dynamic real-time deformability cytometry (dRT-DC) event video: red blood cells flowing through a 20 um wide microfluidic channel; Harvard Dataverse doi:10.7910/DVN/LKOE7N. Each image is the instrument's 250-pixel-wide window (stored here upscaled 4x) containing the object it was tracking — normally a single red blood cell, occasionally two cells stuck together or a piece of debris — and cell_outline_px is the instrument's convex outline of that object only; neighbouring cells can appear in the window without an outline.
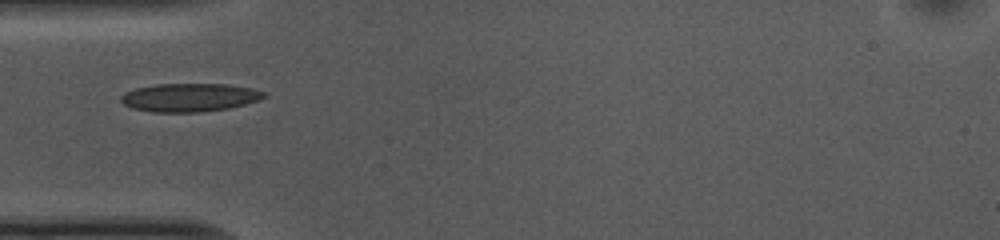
{"species": "common noctule bat (a hibernating species)", "species_latin": "Nyctalus noctula", "temperature_condition": "cold", "stored_images_in_passage": 38, "camera_frame_rate_fps": 3000, "um_per_image_px": 0.085, "animal": {"sex": "female", "body_mass_g": 10.0, "forearm_length_mm": 53.1}, "frame": {"image": 1, "passage_image": 1, "time_ms": 0.0, "image_size_px": [1000, 240], "cell_outline_px": [[268, 96], [260, 100], [228, 108], [200, 112], [152, 112], [132, 108], [124, 104], [120, 100], [120, 96], [124, 92], [136, 88], [156, 84], [228, 84], [252, 88], [264, 92]], "centroid_in_image_um": [16.11, 8.28], "position_along_channel_um": 68.9, "area_um2": 23.7}}
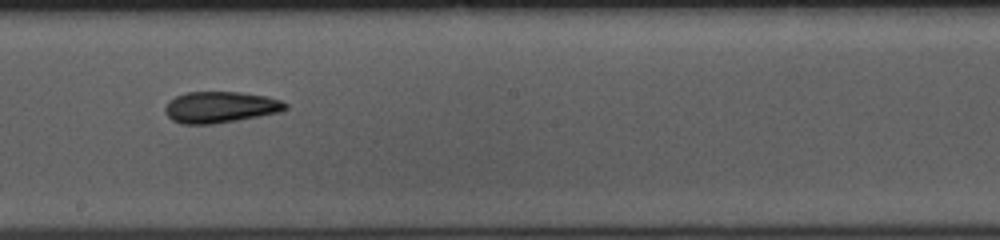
{"frame": {"image": 2, "passage_image": 14, "time_ms": 4.333, "image_size_px": [1000, 240], "cell_outline_px": [[288, 108], [280, 112], [260, 116], [212, 124], [184, 124], [172, 120], [164, 112], [164, 108], [168, 100], [176, 96], [188, 92], [240, 92], [264, 96], [280, 100], [288, 104]], "centroid_in_image_um": [18.71, 9.11], "position_along_channel_um": 229.5, "area_um2": 21.91}}
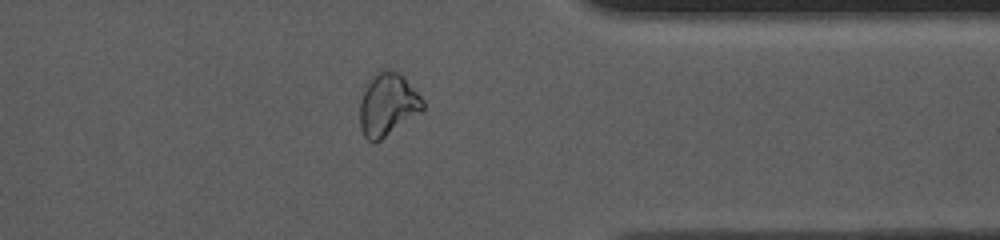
{"frame": {"image": 3, "passage_image": 27, "time_ms": 8.667, "image_size_px": [1000, 240], "cell_outline_px": [[424, 108], [420, 112], [380, 140], [368, 140], [364, 136], [360, 128], [360, 100], [368, 84], [376, 72], [384, 68], [388, 68], [400, 72], [404, 76], [424, 100]], "centroid_in_image_um": [32.96, 8.85], "position_along_channel_um": 378.4, "area_um2": 22.77}}